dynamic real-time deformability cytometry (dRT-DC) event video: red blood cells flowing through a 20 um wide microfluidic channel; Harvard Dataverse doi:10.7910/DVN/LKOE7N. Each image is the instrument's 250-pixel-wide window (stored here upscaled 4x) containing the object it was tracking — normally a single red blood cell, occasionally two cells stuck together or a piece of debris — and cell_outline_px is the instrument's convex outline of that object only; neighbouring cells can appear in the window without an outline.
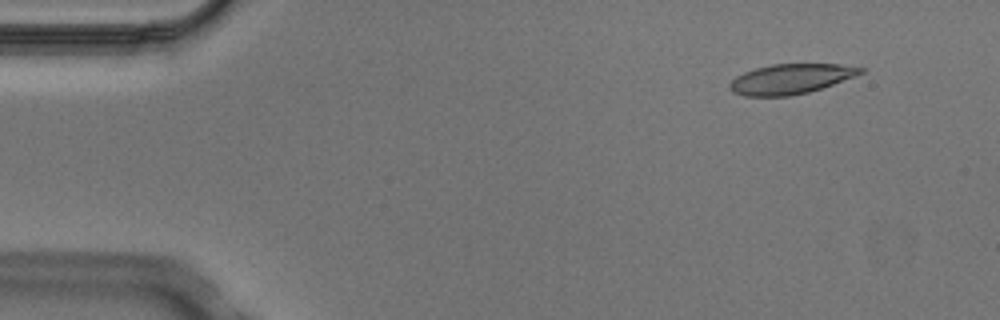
{"species": "Egyptian fruit bat (a non-hibernating species)", "species_latin": "Rousettus aegyptiacus", "temperature_condition": "cold", "stored_images_in_passage": 6, "segment_of_instrument_passage": [1, 2], "camera_frame_rate_fps": 3000, "um_per_image_px": 0.085, "animal": {"sex": "male"}, "frame": {"image": 1, "passage_image": 2, "time_ms": 0.333, "image_size_px": [1000, 320], "cell_outline_px": [[868, 68], [864, 72], [856, 76], [808, 92], [788, 96], [744, 96], [732, 92], [728, 88], [728, 84], [736, 76], [744, 72], [756, 68], [772, 64], [840, 64]], "centroid_in_image_um": [67.21, 6.7], "position_along_channel_um": 17.8, "area_um2": 22.89}}
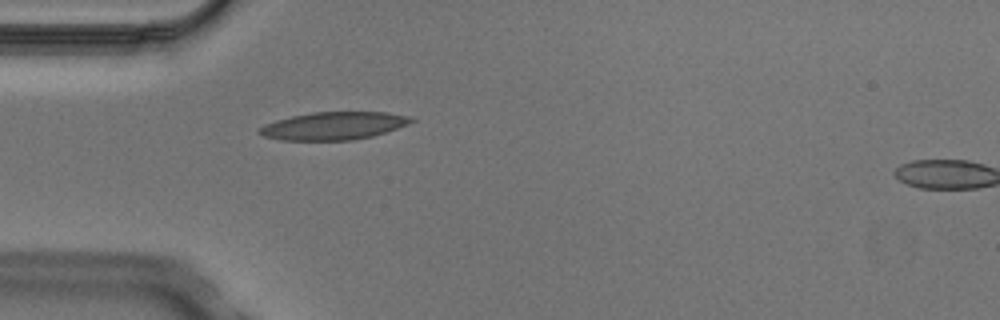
{"frame": {"image": 2, "passage_image": 5, "time_ms": 1.333, "image_size_px": [1000, 320], "cell_outline_px": [[416, 120], [408, 124], [372, 136], [352, 140], [280, 140], [264, 136], [256, 132], [264, 124], [276, 120], [292, 116], [312, 112], [384, 112], [408, 116]], "centroid_in_image_um": [28.32, 10.69], "position_along_channel_um": 56.7, "area_um2": 24.39}}